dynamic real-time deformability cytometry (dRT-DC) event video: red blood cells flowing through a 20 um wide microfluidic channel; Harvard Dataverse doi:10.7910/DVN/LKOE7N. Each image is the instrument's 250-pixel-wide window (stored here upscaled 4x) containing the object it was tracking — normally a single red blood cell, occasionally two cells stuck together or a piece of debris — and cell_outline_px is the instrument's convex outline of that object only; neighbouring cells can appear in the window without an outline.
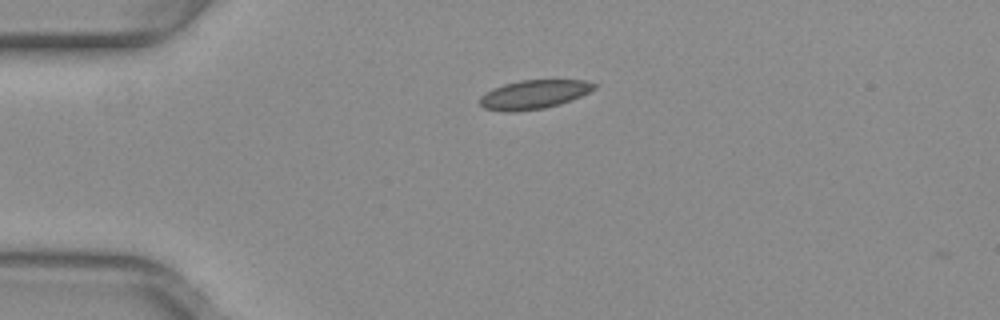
{"species": "common noctule bat (a hibernating species)", "species_latin": "Nyctalus noctula", "temperature_condition": "warm", "stored_images_in_passage": 3, "camera_frame_rate_fps": 3000, "um_per_image_px": 0.085, "animal": {"sex": "female", "body_mass_g": 29.2, "forearm_length_mm": 56.3}, "frame": {"image": 1, "passage_image": 1, "time_ms": 0.0, "image_size_px": [1000, 320], "cell_outline_px": [[596, 88], [572, 100], [560, 104], [544, 108], [516, 112], [504, 112], [484, 108], [480, 104], [480, 96], [484, 92], [492, 88], [504, 84], [520, 80], [588, 80], [596, 84]], "centroid_in_image_um": [45.36, 8.03], "position_along_channel_um": 39.6, "area_um2": 19.42}}